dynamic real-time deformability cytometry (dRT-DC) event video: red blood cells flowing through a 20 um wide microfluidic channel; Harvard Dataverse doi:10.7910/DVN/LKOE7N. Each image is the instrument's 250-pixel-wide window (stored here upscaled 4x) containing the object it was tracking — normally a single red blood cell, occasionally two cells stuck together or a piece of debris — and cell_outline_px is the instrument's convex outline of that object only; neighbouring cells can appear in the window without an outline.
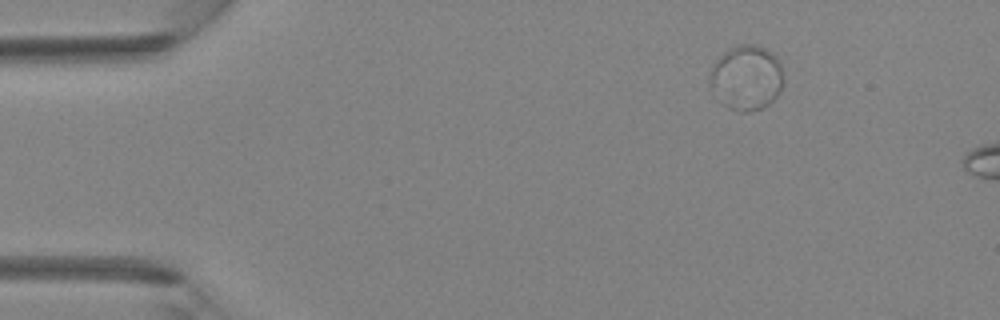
{"species": "Egyptian fruit bat (a non-hibernating species)", "species_latin": "Rousettus aegyptiacus", "temperature_condition": "room temperature", "stored_images_in_passage": 5, "camera_frame_rate_fps": 3000, "um_per_image_px": 0.085, "animal": {"sex": "female"}, "frame": {"image": 1, "passage_image": 1, "time_ms": 0.0, "image_size_px": [1000, 320], "cell_outline_px": [[784, 80], [776, 96], [764, 108], [748, 112], [736, 112], [720, 104], [716, 100], [712, 88], [712, 68], [716, 60], [728, 48], [736, 44], [752, 44], [764, 48], [776, 56], [780, 60], [784, 72]], "centroid_in_image_um": [63.47, 6.62], "position_along_channel_um": 21.5, "area_um2": 28.15}}